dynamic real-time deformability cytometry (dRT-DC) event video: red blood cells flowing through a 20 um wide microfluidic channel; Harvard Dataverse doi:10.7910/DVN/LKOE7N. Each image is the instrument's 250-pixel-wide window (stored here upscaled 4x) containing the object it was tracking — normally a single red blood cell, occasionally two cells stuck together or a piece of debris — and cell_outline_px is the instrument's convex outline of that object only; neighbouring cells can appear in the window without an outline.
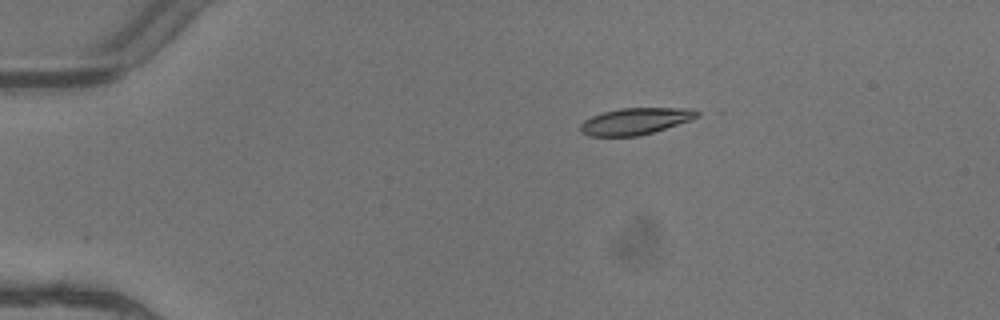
{"species": "common noctule bat (a hibernating species)", "species_latin": "Nyctalus noctula", "temperature_condition": "warm", "stored_images_in_passage": 2, "camera_frame_rate_fps": 3000, "um_per_image_px": 0.085, "animal": {"sex": "female"}, "frame": {"image": 1, "passage_image": 1, "time_ms": 0.0, "image_size_px": [1000, 320], "cell_outline_px": [[700, 116], [692, 120], [652, 132], [636, 136], [588, 136], [580, 132], [580, 124], [584, 120], [592, 116], [604, 112], [620, 108], [692, 108], [700, 112]], "centroid_in_image_um": [54.02, 10.3], "position_along_channel_um": 31.0, "area_um2": 18.15}}